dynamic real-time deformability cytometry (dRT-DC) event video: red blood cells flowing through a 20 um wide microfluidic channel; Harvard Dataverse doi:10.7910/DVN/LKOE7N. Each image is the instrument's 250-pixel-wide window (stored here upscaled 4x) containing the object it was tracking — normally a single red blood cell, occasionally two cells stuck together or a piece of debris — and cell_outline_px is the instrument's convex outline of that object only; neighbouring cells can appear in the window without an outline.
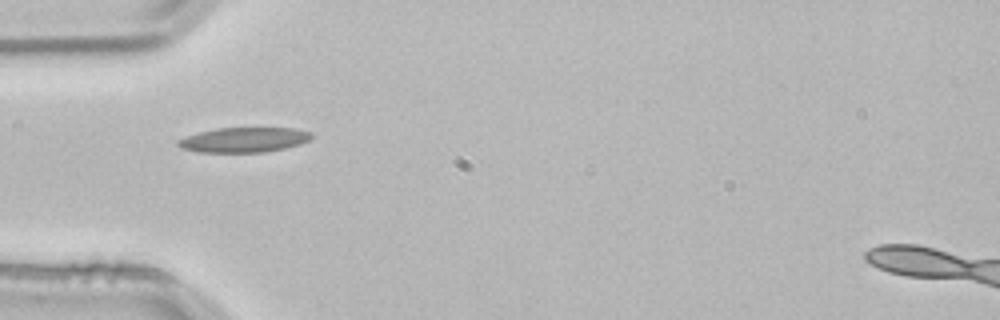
{"species": "common noctule bat (a hibernating species)", "species_latin": "Nyctalus noctula", "temperature_condition": "room temperature", "stored_images_in_passage": 2, "camera_frame_rate_fps": 3000, "um_per_image_px": 0.085, "animal": {"sex": "male", "body_mass_g": 21.5, "forearm_length_mm": 52.0}, "frame": {"image": 1, "passage_image": 1, "time_ms": 0.0, "image_size_px": [1000, 320], "cell_outline_px": [[316, 136], [300, 144], [284, 148], [264, 152], [200, 152], [180, 148], [176, 144], [176, 140], [184, 136], [216, 128], [296, 128], [312, 132]], "centroid_in_image_um": [20.74, 11.88], "position_along_channel_um": 64.3, "area_um2": 19.54}}